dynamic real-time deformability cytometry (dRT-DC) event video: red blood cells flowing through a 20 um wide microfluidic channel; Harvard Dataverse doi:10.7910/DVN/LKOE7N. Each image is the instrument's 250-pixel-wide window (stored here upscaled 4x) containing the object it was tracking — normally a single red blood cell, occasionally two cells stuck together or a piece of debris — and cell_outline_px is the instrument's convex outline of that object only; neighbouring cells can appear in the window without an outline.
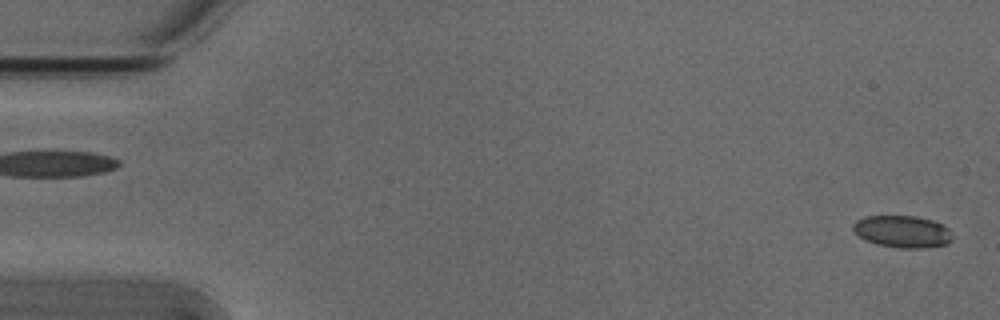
{"species": "Egyptian fruit bat (a non-hibernating species)", "species_latin": "Rousettus aegyptiacus", "temperature_condition": "cold", "stored_images_in_passage": 53, "camera_frame_rate_fps": 3000, "um_per_image_px": 0.085, "animal": {"sex": "male"}, "frame": {"image": 1, "passage_image": 1, "time_ms": 0.0, "image_size_px": [1000, 320], "cell_outline_px": [[952, 240], [948, 244], [924, 248], [900, 248], [876, 244], [860, 236], [852, 228], [852, 224], [856, 220], [864, 216], [916, 216], [932, 220], [948, 228], [952, 236]], "centroid_in_image_um": [76.71, 19.68], "position_along_channel_um": 8.3, "area_um2": 18.5}}
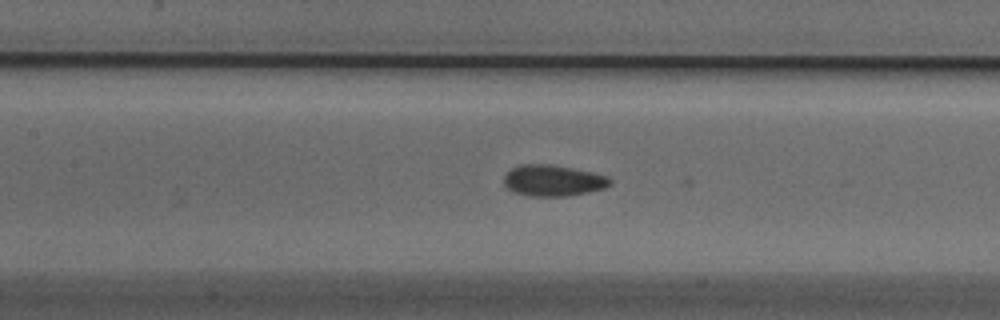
{"frame": {"image": 2, "passage_image": 24, "time_ms": 7.667, "image_size_px": [1000, 320], "cell_outline_px": [[612, 184], [604, 188], [588, 192], [568, 196], [532, 196], [516, 192], [508, 188], [504, 184], [504, 176], [512, 168], [520, 164], [552, 164], [592, 172], [608, 176], [612, 180]], "centroid_in_image_um": [47.04, 15.34], "position_along_channel_um": 160.4, "area_um2": 19.25}}
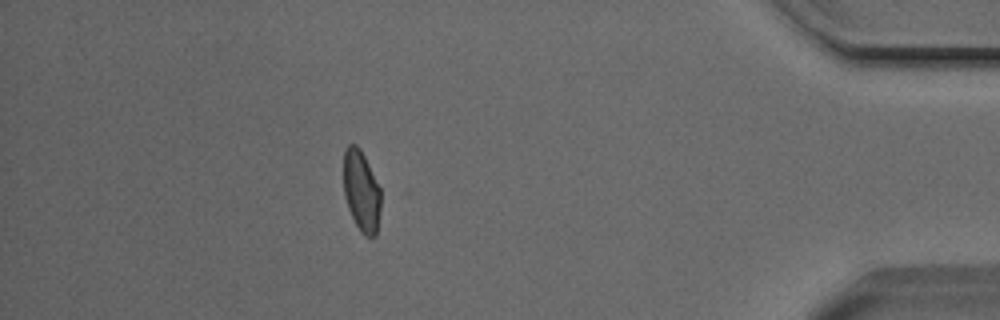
{"frame": {"image": 3, "passage_image": 47, "time_ms": 15.333, "image_size_px": [1000, 320], "cell_outline_px": [[380, 208], [376, 236], [364, 236], [360, 232], [348, 208], [344, 196], [344, 152], [348, 144], [356, 144], [360, 148], [380, 188]], "centroid_in_image_um": [30.71, 16.24], "position_along_channel_um": 404.5, "area_um2": 17.46}, "authors_computed_cell_mechanics": {"area_um2": 18.7272, "velocity_mm_per_s": 3.8373, "shape_relaxation_time_tau1_ms": null, "shape_relaxation_time_tau2_ms": 1.4969, "deformation_change_tau1": null, "deformation_change_tau2": 0.0398}}